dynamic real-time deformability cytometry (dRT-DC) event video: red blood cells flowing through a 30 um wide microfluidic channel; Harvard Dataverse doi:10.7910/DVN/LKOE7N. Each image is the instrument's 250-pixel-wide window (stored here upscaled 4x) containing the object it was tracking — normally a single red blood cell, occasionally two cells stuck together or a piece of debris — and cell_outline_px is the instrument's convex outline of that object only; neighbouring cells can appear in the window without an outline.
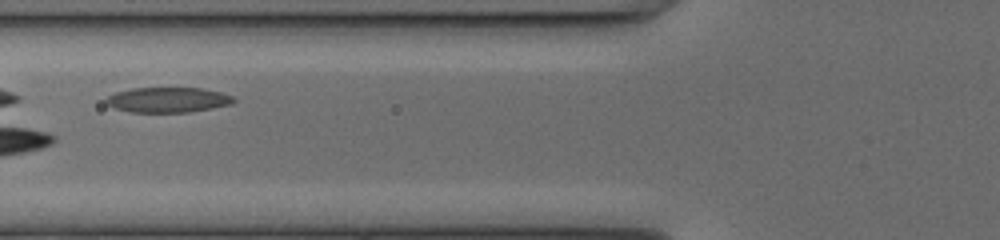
{"species": "common noctule bat (a hibernating species)", "species_latin": "Nyctalus noctula", "temperature_condition": "cold", "stored_images_in_passage": 32, "camera_frame_rate_fps": 3000, "um_per_image_px": 0.085, "animal": {"sex": "female", "body_mass_g": 17.0, "forearm_length_mm": 48.0}, "frame": {"image": 1, "passage_image": 9, "time_ms": 2.667, "image_size_px": [1000, 240], "cell_outline_px": [[236, 100], [232, 104], [212, 108], [188, 112], [132, 112], [116, 108], [108, 104], [104, 100], [108, 96], [116, 92], [132, 88], [200, 88], [220, 92], [232, 96]], "centroid_in_image_um": [14.28, 8.48], "position_along_channel_um": 111.5, "area_um2": 18.55}}
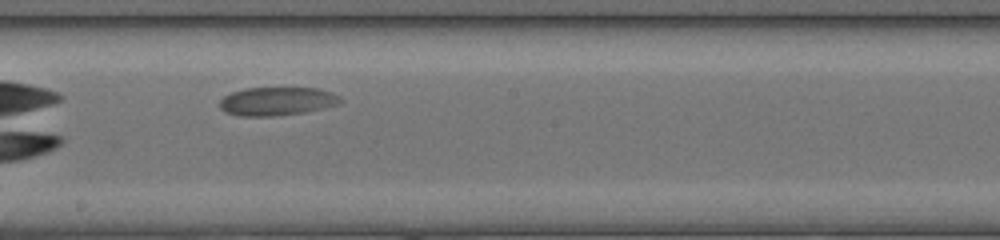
{"frame": {"image": 2, "passage_image": 18, "time_ms": 5.667, "image_size_px": [1000, 240], "cell_outline_px": [[344, 100], [340, 104], [304, 112], [272, 116], [240, 116], [224, 112], [220, 108], [220, 100], [224, 96], [232, 92], [244, 88], [320, 88], [332, 92], [340, 96]], "centroid_in_image_um": [23.56, 8.6], "position_along_channel_um": 224.6, "area_um2": 20.11}}
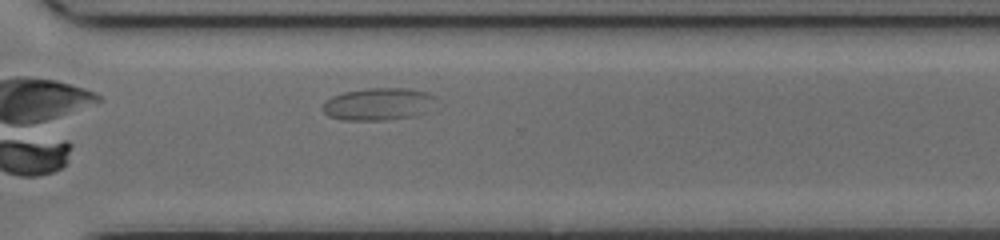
{"frame": {"image": 3, "passage_image": 27, "time_ms": 8.667, "image_size_px": [1000, 240], "cell_outline_px": [[444, 104], [424, 112], [412, 116], [388, 120], [344, 120], [328, 116], [320, 108], [324, 100], [332, 96], [344, 92], [368, 88], [408, 88], [428, 92], [436, 96]], "centroid_in_image_um": [32.25, 8.84], "position_along_channel_um": 338.3, "area_um2": 22.14}}